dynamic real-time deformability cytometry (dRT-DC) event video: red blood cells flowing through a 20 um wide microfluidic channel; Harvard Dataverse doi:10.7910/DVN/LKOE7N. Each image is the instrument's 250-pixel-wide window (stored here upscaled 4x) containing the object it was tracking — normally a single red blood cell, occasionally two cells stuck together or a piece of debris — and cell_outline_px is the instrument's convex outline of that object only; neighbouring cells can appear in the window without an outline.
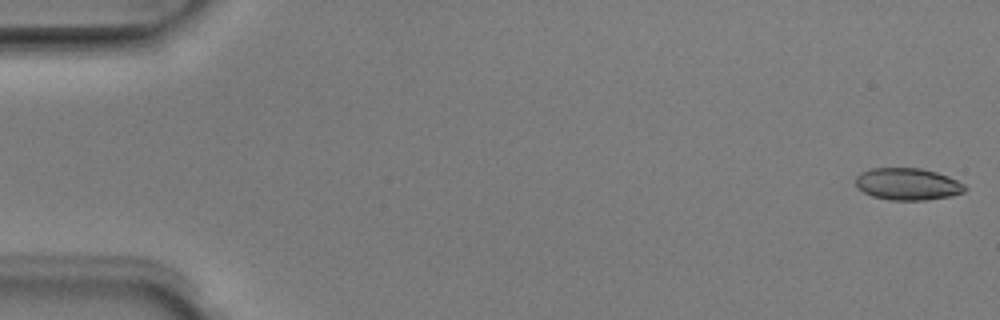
{"species": "Egyptian fruit bat (a non-hibernating species)", "species_latin": "Rousettus aegyptiacus", "temperature_condition": "room temperature", "stored_images_in_passage": 5, "camera_frame_rate_fps": 3000, "um_per_image_px": 0.085, "animal": {"sex": "male"}, "frame": {"image": 1, "passage_image": 1, "time_ms": 0.0, "image_size_px": [1000, 320], "cell_outline_px": [[968, 188], [964, 192], [952, 196], [924, 200], [888, 200], [872, 196], [856, 188], [856, 176], [860, 172], [872, 168], [920, 168], [936, 172], [948, 176], [964, 184]], "centroid_in_image_um": [77.14, 15.65], "position_along_channel_um": 7.9, "area_um2": 20.52}}
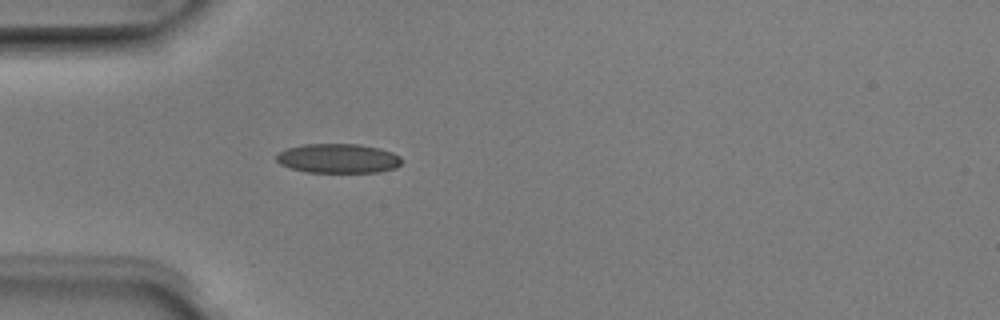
{"frame": {"image": 2, "passage_image": 5, "time_ms": 1.333, "image_size_px": [1000, 320], "cell_outline_px": [[404, 160], [396, 168], [380, 172], [308, 172], [292, 168], [280, 164], [276, 160], [276, 156], [280, 152], [288, 148], [304, 144], [360, 144], [380, 148], [392, 152], [400, 156]], "centroid_in_image_um": [28.79, 13.46], "position_along_channel_um": 56.2, "area_um2": 21.5}}